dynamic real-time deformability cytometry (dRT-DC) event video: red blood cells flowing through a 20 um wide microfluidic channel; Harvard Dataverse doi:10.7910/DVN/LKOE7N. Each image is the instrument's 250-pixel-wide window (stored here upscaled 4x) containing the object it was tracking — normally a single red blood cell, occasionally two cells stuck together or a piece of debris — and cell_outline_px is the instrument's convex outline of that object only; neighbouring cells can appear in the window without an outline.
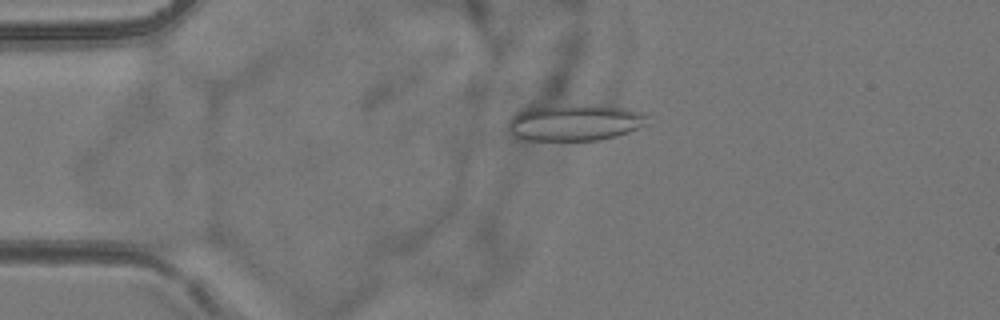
{"species": "common noctule bat (a hibernating species)", "species_latin": "Nyctalus noctula", "temperature_condition": "room temperature", "stored_images_in_passage": 5, "camera_frame_rate_fps": 3000, "um_per_image_px": 0.085, "animal": {"sex": "female", "body_mass_g": 24.6, "forearm_length_mm": 56.2}, "frame": {"image": 1, "passage_image": 4, "time_ms": 3.333, "image_size_px": [1000, 320], "cell_outline_px": [[648, 124], [628, 132], [616, 136], [600, 140], [520, 140], [508, 128], [508, 120], [520, 108], [528, 104], [592, 104], [628, 108], [640, 112], [648, 116]], "centroid_in_image_um": [48.78, 10.36], "position_along_channel_um": 36.2, "area_um2": 30.81}}